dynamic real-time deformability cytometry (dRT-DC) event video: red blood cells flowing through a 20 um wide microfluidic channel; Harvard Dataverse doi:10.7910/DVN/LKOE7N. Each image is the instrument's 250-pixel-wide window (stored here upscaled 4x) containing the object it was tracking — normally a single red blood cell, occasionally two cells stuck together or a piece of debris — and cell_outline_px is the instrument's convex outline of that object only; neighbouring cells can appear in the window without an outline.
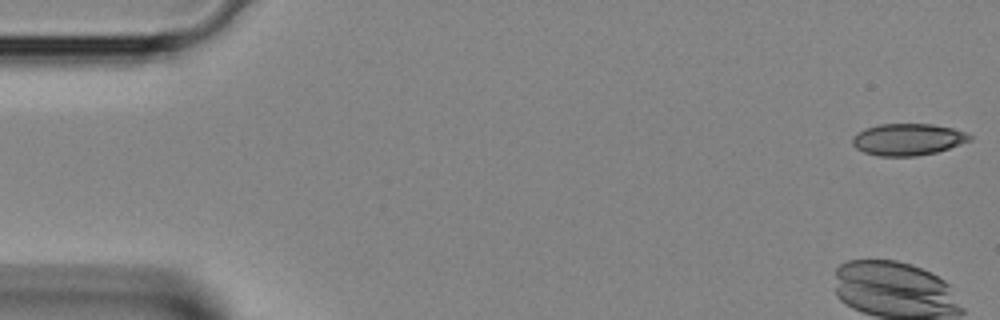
{"species": "Egyptian fruit bat (a non-hibernating species)", "species_latin": "Rousettus aegyptiacus", "temperature_condition": "room temperature", "stored_images_in_passage": 4, "camera_frame_rate_fps": 3000, "um_per_image_px": 0.085, "animal": {"sex": "female"}, "frame": {"image": 1, "passage_image": 1, "time_ms": 0.0, "image_size_px": [1000, 320], "cell_outline_px": [[972, 140], [936, 152], [916, 156], [880, 156], [864, 152], [856, 148], [852, 144], [852, 136], [856, 132], [864, 128], [880, 124], [932, 124], [952, 128], [964, 132], [972, 136]], "centroid_in_image_um": [77.13, 11.85], "position_along_channel_um": 7.9, "area_um2": 21.73}}